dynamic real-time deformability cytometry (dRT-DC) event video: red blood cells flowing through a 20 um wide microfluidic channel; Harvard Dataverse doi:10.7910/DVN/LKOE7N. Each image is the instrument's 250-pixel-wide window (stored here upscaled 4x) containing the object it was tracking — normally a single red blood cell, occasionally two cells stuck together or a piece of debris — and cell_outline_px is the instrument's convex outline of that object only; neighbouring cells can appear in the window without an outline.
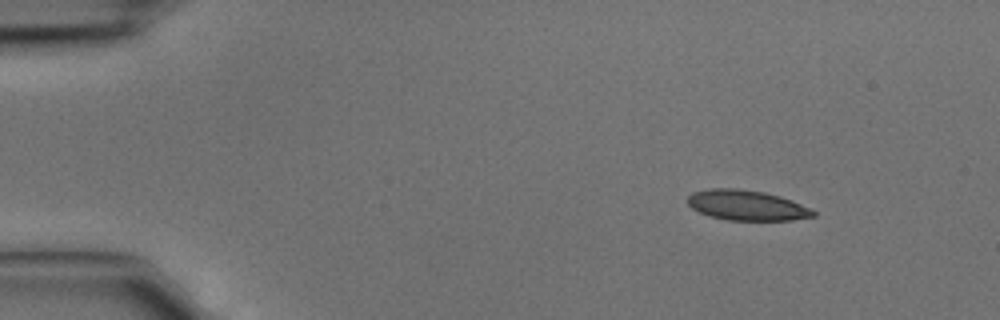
{"species": "common noctule bat (a hibernating species)", "species_latin": "Nyctalus noctula", "temperature_condition": "cold", "stored_images_in_passage": 4, "camera_frame_rate_fps": 3000, "um_per_image_px": 0.085, "animal": {"sex": "male", "body_mass_g": 15.6}, "frame": {"image": 1, "passage_image": 2, "time_ms": 0.333, "image_size_px": [1000, 320], "cell_outline_px": [[816, 216], [792, 220], [728, 220], [708, 216], [692, 208], [688, 204], [688, 196], [692, 192], [712, 188], [736, 188], [764, 192], [780, 196], [792, 200], [816, 212]], "centroid_in_image_um": [63.46, 17.45], "position_along_channel_um": 21.5, "area_um2": 22.08}}
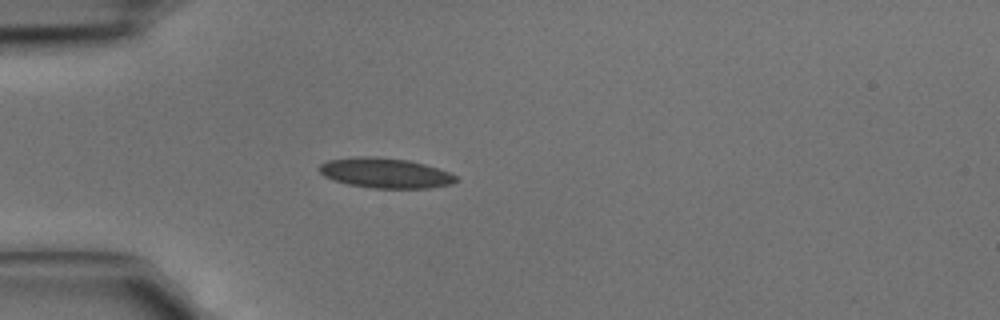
{"frame": {"image": 2, "passage_image": 4, "time_ms": 1.0, "image_size_px": [1000, 320], "cell_outline_px": [[460, 180], [452, 184], [428, 188], [372, 188], [348, 184], [324, 176], [320, 172], [320, 164], [328, 160], [356, 156], [376, 156], [408, 160], [424, 164], [448, 172], [456, 176]], "centroid_in_image_um": [32.76, 14.7], "position_along_channel_um": 52.2, "area_um2": 23.87}}